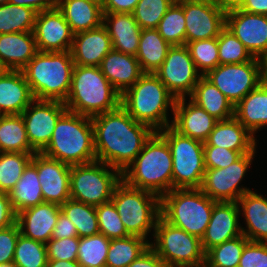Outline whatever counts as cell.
Returning a JSON list of instances; mask_svg holds the SVG:
<instances>
[{"label":"cell","instance_id":"cell-1","mask_svg":"<svg viewBox=\"0 0 267 267\" xmlns=\"http://www.w3.org/2000/svg\"><path fill=\"white\" fill-rule=\"evenodd\" d=\"M96 160L116 168L121 173L142 151L154 131L136 122L121 105L109 112L91 117Z\"/></svg>","mask_w":267,"mask_h":267},{"label":"cell","instance_id":"cell-2","mask_svg":"<svg viewBox=\"0 0 267 267\" xmlns=\"http://www.w3.org/2000/svg\"><path fill=\"white\" fill-rule=\"evenodd\" d=\"M172 168L170 147L158 132H154L122 172V180L130 187L152 192L161 198L173 189Z\"/></svg>","mask_w":267,"mask_h":267},{"label":"cell","instance_id":"cell-3","mask_svg":"<svg viewBox=\"0 0 267 267\" xmlns=\"http://www.w3.org/2000/svg\"><path fill=\"white\" fill-rule=\"evenodd\" d=\"M176 98L153 73H144L121 94V107L136 121L148 125L154 132L165 129L169 107L174 112Z\"/></svg>","mask_w":267,"mask_h":267},{"label":"cell","instance_id":"cell-4","mask_svg":"<svg viewBox=\"0 0 267 267\" xmlns=\"http://www.w3.org/2000/svg\"><path fill=\"white\" fill-rule=\"evenodd\" d=\"M41 153L70 166L96 161L91 117L66 110Z\"/></svg>","mask_w":267,"mask_h":267},{"label":"cell","instance_id":"cell-5","mask_svg":"<svg viewBox=\"0 0 267 267\" xmlns=\"http://www.w3.org/2000/svg\"><path fill=\"white\" fill-rule=\"evenodd\" d=\"M121 94L99 67L74 65L70 90L64 102L67 110L93 117L120 106Z\"/></svg>","mask_w":267,"mask_h":267},{"label":"cell","instance_id":"cell-6","mask_svg":"<svg viewBox=\"0 0 267 267\" xmlns=\"http://www.w3.org/2000/svg\"><path fill=\"white\" fill-rule=\"evenodd\" d=\"M73 68L74 61L70 51H38L21 71L34 99L65 102Z\"/></svg>","mask_w":267,"mask_h":267},{"label":"cell","instance_id":"cell-7","mask_svg":"<svg viewBox=\"0 0 267 267\" xmlns=\"http://www.w3.org/2000/svg\"><path fill=\"white\" fill-rule=\"evenodd\" d=\"M200 188L172 189L160 198L161 217L201 240L214 203Z\"/></svg>","mask_w":267,"mask_h":267},{"label":"cell","instance_id":"cell-8","mask_svg":"<svg viewBox=\"0 0 267 267\" xmlns=\"http://www.w3.org/2000/svg\"><path fill=\"white\" fill-rule=\"evenodd\" d=\"M111 201L130 235L144 239L160 214V197L152 192L128 186L123 180L115 187Z\"/></svg>","mask_w":267,"mask_h":267},{"label":"cell","instance_id":"cell-9","mask_svg":"<svg viewBox=\"0 0 267 267\" xmlns=\"http://www.w3.org/2000/svg\"><path fill=\"white\" fill-rule=\"evenodd\" d=\"M158 133L172 153L173 189L200 188L204 173V143L176 131L171 125Z\"/></svg>","mask_w":267,"mask_h":267},{"label":"cell","instance_id":"cell-10","mask_svg":"<svg viewBox=\"0 0 267 267\" xmlns=\"http://www.w3.org/2000/svg\"><path fill=\"white\" fill-rule=\"evenodd\" d=\"M121 181L122 173L106 163L96 160L73 165L70 169V197L98 206L111 201L114 189Z\"/></svg>","mask_w":267,"mask_h":267},{"label":"cell","instance_id":"cell-11","mask_svg":"<svg viewBox=\"0 0 267 267\" xmlns=\"http://www.w3.org/2000/svg\"><path fill=\"white\" fill-rule=\"evenodd\" d=\"M153 236L155 242H151L150 247L167 267H188L205 260L201 240L171 225L161 216L156 222Z\"/></svg>","mask_w":267,"mask_h":267},{"label":"cell","instance_id":"cell-12","mask_svg":"<svg viewBox=\"0 0 267 267\" xmlns=\"http://www.w3.org/2000/svg\"><path fill=\"white\" fill-rule=\"evenodd\" d=\"M205 77L235 106L267 77V72L263 60L254 57L241 64H219Z\"/></svg>","mask_w":267,"mask_h":267},{"label":"cell","instance_id":"cell-13","mask_svg":"<svg viewBox=\"0 0 267 267\" xmlns=\"http://www.w3.org/2000/svg\"><path fill=\"white\" fill-rule=\"evenodd\" d=\"M196 69L186 45L172 46L164 62L154 73L176 98L190 96L202 76Z\"/></svg>","mask_w":267,"mask_h":267},{"label":"cell","instance_id":"cell-14","mask_svg":"<svg viewBox=\"0 0 267 267\" xmlns=\"http://www.w3.org/2000/svg\"><path fill=\"white\" fill-rule=\"evenodd\" d=\"M255 151L243 154L225 168L206 169L200 189L216 202H237L243 194L252 191L238 184L249 169Z\"/></svg>","mask_w":267,"mask_h":267},{"label":"cell","instance_id":"cell-15","mask_svg":"<svg viewBox=\"0 0 267 267\" xmlns=\"http://www.w3.org/2000/svg\"><path fill=\"white\" fill-rule=\"evenodd\" d=\"M66 110L64 102L34 99L21 113L29 144L36 153L47 147L56 122Z\"/></svg>","mask_w":267,"mask_h":267},{"label":"cell","instance_id":"cell-16","mask_svg":"<svg viewBox=\"0 0 267 267\" xmlns=\"http://www.w3.org/2000/svg\"><path fill=\"white\" fill-rule=\"evenodd\" d=\"M178 4L185 15L186 44L216 38L226 27V12L209 0H185Z\"/></svg>","mask_w":267,"mask_h":267},{"label":"cell","instance_id":"cell-17","mask_svg":"<svg viewBox=\"0 0 267 267\" xmlns=\"http://www.w3.org/2000/svg\"><path fill=\"white\" fill-rule=\"evenodd\" d=\"M229 29L251 53L264 60L267 57V15L244 12L240 9L226 12Z\"/></svg>","mask_w":267,"mask_h":267},{"label":"cell","instance_id":"cell-18","mask_svg":"<svg viewBox=\"0 0 267 267\" xmlns=\"http://www.w3.org/2000/svg\"><path fill=\"white\" fill-rule=\"evenodd\" d=\"M33 33L41 52L70 51L74 39V33L57 7L37 13Z\"/></svg>","mask_w":267,"mask_h":267},{"label":"cell","instance_id":"cell-19","mask_svg":"<svg viewBox=\"0 0 267 267\" xmlns=\"http://www.w3.org/2000/svg\"><path fill=\"white\" fill-rule=\"evenodd\" d=\"M31 163L37 168L44 202L61 205L71 198L70 165L43 153H34Z\"/></svg>","mask_w":267,"mask_h":267},{"label":"cell","instance_id":"cell-20","mask_svg":"<svg viewBox=\"0 0 267 267\" xmlns=\"http://www.w3.org/2000/svg\"><path fill=\"white\" fill-rule=\"evenodd\" d=\"M239 217L237 202H215L209 224L201 238L203 251L242 235Z\"/></svg>","mask_w":267,"mask_h":267},{"label":"cell","instance_id":"cell-21","mask_svg":"<svg viewBox=\"0 0 267 267\" xmlns=\"http://www.w3.org/2000/svg\"><path fill=\"white\" fill-rule=\"evenodd\" d=\"M186 99H176L171 126L180 134L205 143L218 120L190 99L187 103Z\"/></svg>","mask_w":267,"mask_h":267},{"label":"cell","instance_id":"cell-22","mask_svg":"<svg viewBox=\"0 0 267 267\" xmlns=\"http://www.w3.org/2000/svg\"><path fill=\"white\" fill-rule=\"evenodd\" d=\"M60 205L44 202L17 213L16 222L24 237L46 244L53 235Z\"/></svg>","mask_w":267,"mask_h":267},{"label":"cell","instance_id":"cell-23","mask_svg":"<svg viewBox=\"0 0 267 267\" xmlns=\"http://www.w3.org/2000/svg\"><path fill=\"white\" fill-rule=\"evenodd\" d=\"M112 49V40L102 24L99 28L74 34L70 53L74 65L99 67Z\"/></svg>","mask_w":267,"mask_h":267},{"label":"cell","instance_id":"cell-24","mask_svg":"<svg viewBox=\"0 0 267 267\" xmlns=\"http://www.w3.org/2000/svg\"><path fill=\"white\" fill-rule=\"evenodd\" d=\"M34 100L22 71L0 72V114L20 115Z\"/></svg>","mask_w":267,"mask_h":267},{"label":"cell","instance_id":"cell-25","mask_svg":"<svg viewBox=\"0 0 267 267\" xmlns=\"http://www.w3.org/2000/svg\"><path fill=\"white\" fill-rule=\"evenodd\" d=\"M99 68L120 94L133 86L144 74L134 55L114 49L103 58Z\"/></svg>","mask_w":267,"mask_h":267},{"label":"cell","instance_id":"cell-26","mask_svg":"<svg viewBox=\"0 0 267 267\" xmlns=\"http://www.w3.org/2000/svg\"><path fill=\"white\" fill-rule=\"evenodd\" d=\"M38 52L33 31L0 34V66L21 71Z\"/></svg>","mask_w":267,"mask_h":267},{"label":"cell","instance_id":"cell-27","mask_svg":"<svg viewBox=\"0 0 267 267\" xmlns=\"http://www.w3.org/2000/svg\"><path fill=\"white\" fill-rule=\"evenodd\" d=\"M102 24L114 50L136 56L142 29L132 13H103Z\"/></svg>","mask_w":267,"mask_h":267},{"label":"cell","instance_id":"cell-28","mask_svg":"<svg viewBox=\"0 0 267 267\" xmlns=\"http://www.w3.org/2000/svg\"><path fill=\"white\" fill-rule=\"evenodd\" d=\"M253 136L235 117L217 122L204 146H219L238 152L256 150Z\"/></svg>","mask_w":267,"mask_h":267},{"label":"cell","instance_id":"cell-29","mask_svg":"<svg viewBox=\"0 0 267 267\" xmlns=\"http://www.w3.org/2000/svg\"><path fill=\"white\" fill-rule=\"evenodd\" d=\"M57 8L74 34L99 28L103 23L100 0H59Z\"/></svg>","mask_w":267,"mask_h":267},{"label":"cell","instance_id":"cell-30","mask_svg":"<svg viewBox=\"0 0 267 267\" xmlns=\"http://www.w3.org/2000/svg\"><path fill=\"white\" fill-rule=\"evenodd\" d=\"M234 117L253 136L267 125V77L234 106Z\"/></svg>","mask_w":267,"mask_h":267},{"label":"cell","instance_id":"cell-31","mask_svg":"<svg viewBox=\"0 0 267 267\" xmlns=\"http://www.w3.org/2000/svg\"><path fill=\"white\" fill-rule=\"evenodd\" d=\"M237 203L247 224V230L242 228V234L249 241L267 243V198L250 191L243 194Z\"/></svg>","mask_w":267,"mask_h":267},{"label":"cell","instance_id":"cell-32","mask_svg":"<svg viewBox=\"0 0 267 267\" xmlns=\"http://www.w3.org/2000/svg\"><path fill=\"white\" fill-rule=\"evenodd\" d=\"M189 97L218 121L234 117L232 102L205 76L200 77Z\"/></svg>","mask_w":267,"mask_h":267},{"label":"cell","instance_id":"cell-33","mask_svg":"<svg viewBox=\"0 0 267 267\" xmlns=\"http://www.w3.org/2000/svg\"><path fill=\"white\" fill-rule=\"evenodd\" d=\"M172 46L157 29H142L136 58L143 73H155L164 62Z\"/></svg>","mask_w":267,"mask_h":267},{"label":"cell","instance_id":"cell-34","mask_svg":"<svg viewBox=\"0 0 267 267\" xmlns=\"http://www.w3.org/2000/svg\"><path fill=\"white\" fill-rule=\"evenodd\" d=\"M15 213L44 203L37 168L30 162L15 187L8 192Z\"/></svg>","mask_w":267,"mask_h":267},{"label":"cell","instance_id":"cell-35","mask_svg":"<svg viewBox=\"0 0 267 267\" xmlns=\"http://www.w3.org/2000/svg\"><path fill=\"white\" fill-rule=\"evenodd\" d=\"M0 152L36 153L29 144L21 114L1 116Z\"/></svg>","mask_w":267,"mask_h":267},{"label":"cell","instance_id":"cell-36","mask_svg":"<svg viewBox=\"0 0 267 267\" xmlns=\"http://www.w3.org/2000/svg\"><path fill=\"white\" fill-rule=\"evenodd\" d=\"M149 246V240L135 235H130L125 238L111 239L105 267H127Z\"/></svg>","mask_w":267,"mask_h":267},{"label":"cell","instance_id":"cell-37","mask_svg":"<svg viewBox=\"0 0 267 267\" xmlns=\"http://www.w3.org/2000/svg\"><path fill=\"white\" fill-rule=\"evenodd\" d=\"M60 208L75 225L79 238L100 233L95 206L70 198Z\"/></svg>","mask_w":267,"mask_h":267},{"label":"cell","instance_id":"cell-38","mask_svg":"<svg viewBox=\"0 0 267 267\" xmlns=\"http://www.w3.org/2000/svg\"><path fill=\"white\" fill-rule=\"evenodd\" d=\"M37 12L11 3L0 5V34L34 30Z\"/></svg>","mask_w":267,"mask_h":267},{"label":"cell","instance_id":"cell-39","mask_svg":"<svg viewBox=\"0 0 267 267\" xmlns=\"http://www.w3.org/2000/svg\"><path fill=\"white\" fill-rule=\"evenodd\" d=\"M34 153L0 152V192H10L31 162Z\"/></svg>","mask_w":267,"mask_h":267},{"label":"cell","instance_id":"cell-40","mask_svg":"<svg viewBox=\"0 0 267 267\" xmlns=\"http://www.w3.org/2000/svg\"><path fill=\"white\" fill-rule=\"evenodd\" d=\"M110 240L101 233L80 237L77 255L80 266L105 267Z\"/></svg>","mask_w":267,"mask_h":267},{"label":"cell","instance_id":"cell-41","mask_svg":"<svg viewBox=\"0 0 267 267\" xmlns=\"http://www.w3.org/2000/svg\"><path fill=\"white\" fill-rule=\"evenodd\" d=\"M249 240L242 234L208 249L205 260L212 267H238L244 246Z\"/></svg>","mask_w":267,"mask_h":267},{"label":"cell","instance_id":"cell-42","mask_svg":"<svg viewBox=\"0 0 267 267\" xmlns=\"http://www.w3.org/2000/svg\"><path fill=\"white\" fill-rule=\"evenodd\" d=\"M157 31L171 46L186 45V26L183 8L173 4L157 26Z\"/></svg>","mask_w":267,"mask_h":267},{"label":"cell","instance_id":"cell-43","mask_svg":"<svg viewBox=\"0 0 267 267\" xmlns=\"http://www.w3.org/2000/svg\"><path fill=\"white\" fill-rule=\"evenodd\" d=\"M13 262L17 267H47L46 244L19 235Z\"/></svg>","mask_w":267,"mask_h":267},{"label":"cell","instance_id":"cell-44","mask_svg":"<svg viewBox=\"0 0 267 267\" xmlns=\"http://www.w3.org/2000/svg\"><path fill=\"white\" fill-rule=\"evenodd\" d=\"M186 46L190 51L196 69L198 68L201 71L202 76H205L220 64L218 37L188 42Z\"/></svg>","mask_w":267,"mask_h":267},{"label":"cell","instance_id":"cell-45","mask_svg":"<svg viewBox=\"0 0 267 267\" xmlns=\"http://www.w3.org/2000/svg\"><path fill=\"white\" fill-rule=\"evenodd\" d=\"M218 55L220 64H241L254 58L244 44L226 27L218 36Z\"/></svg>","mask_w":267,"mask_h":267},{"label":"cell","instance_id":"cell-46","mask_svg":"<svg viewBox=\"0 0 267 267\" xmlns=\"http://www.w3.org/2000/svg\"><path fill=\"white\" fill-rule=\"evenodd\" d=\"M172 5L171 0H139L132 14L141 29H156Z\"/></svg>","mask_w":267,"mask_h":267},{"label":"cell","instance_id":"cell-47","mask_svg":"<svg viewBox=\"0 0 267 267\" xmlns=\"http://www.w3.org/2000/svg\"><path fill=\"white\" fill-rule=\"evenodd\" d=\"M99 232L109 239L125 238L130 236L119 217L112 201L95 206Z\"/></svg>","mask_w":267,"mask_h":267},{"label":"cell","instance_id":"cell-48","mask_svg":"<svg viewBox=\"0 0 267 267\" xmlns=\"http://www.w3.org/2000/svg\"><path fill=\"white\" fill-rule=\"evenodd\" d=\"M79 237L50 239L46 243L48 260L77 261Z\"/></svg>","mask_w":267,"mask_h":267},{"label":"cell","instance_id":"cell-49","mask_svg":"<svg viewBox=\"0 0 267 267\" xmlns=\"http://www.w3.org/2000/svg\"><path fill=\"white\" fill-rule=\"evenodd\" d=\"M219 146H204V164L206 169L225 168L238 160L243 154Z\"/></svg>","mask_w":267,"mask_h":267},{"label":"cell","instance_id":"cell-50","mask_svg":"<svg viewBox=\"0 0 267 267\" xmlns=\"http://www.w3.org/2000/svg\"><path fill=\"white\" fill-rule=\"evenodd\" d=\"M238 267H267V243L249 241L244 246Z\"/></svg>","mask_w":267,"mask_h":267},{"label":"cell","instance_id":"cell-51","mask_svg":"<svg viewBox=\"0 0 267 267\" xmlns=\"http://www.w3.org/2000/svg\"><path fill=\"white\" fill-rule=\"evenodd\" d=\"M21 234L18 223L0 229V264L13 261L16 242Z\"/></svg>","mask_w":267,"mask_h":267},{"label":"cell","instance_id":"cell-52","mask_svg":"<svg viewBox=\"0 0 267 267\" xmlns=\"http://www.w3.org/2000/svg\"><path fill=\"white\" fill-rule=\"evenodd\" d=\"M15 213L8 193L0 192V229L12 226L16 223Z\"/></svg>","mask_w":267,"mask_h":267},{"label":"cell","instance_id":"cell-53","mask_svg":"<svg viewBox=\"0 0 267 267\" xmlns=\"http://www.w3.org/2000/svg\"><path fill=\"white\" fill-rule=\"evenodd\" d=\"M78 237L77 230L72 221L60 211L54 227L52 239Z\"/></svg>","mask_w":267,"mask_h":267},{"label":"cell","instance_id":"cell-54","mask_svg":"<svg viewBox=\"0 0 267 267\" xmlns=\"http://www.w3.org/2000/svg\"><path fill=\"white\" fill-rule=\"evenodd\" d=\"M103 13H132L139 0H100Z\"/></svg>","mask_w":267,"mask_h":267},{"label":"cell","instance_id":"cell-55","mask_svg":"<svg viewBox=\"0 0 267 267\" xmlns=\"http://www.w3.org/2000/svg\"><path fill=\"white\" fill-rule=\"evenodd\" d=\"M127 267H167L158 254L149 246Z\"/></svg>","mask_w":267,"mask_h":267},{"label":"cell","instance_id":"cell-56","mask_svg":"<svg viewBox=\"0 0 267 267\" xmlns=\"http://www.w3.org/2000/svg\"><path fill=\"white\" fill-rule=\"evenodd\" d=\"M9 3L29 7L37 13L57 7L56 0H10Z\"/></svg>","mask_w":267,"mask_h":267},{"label":"cell","instance_id":"cell-57","mask_svg":"<svg viewBox=\"0 0 267 267\" xmlns=\"http://www.w3.org/2000/svg\"><path fill=\"white\" fill-rule=\"evenodd\" d=\"M240 10L259 15H267V0H244Z\"/></svg>","mask_w":267,"mask_h":267},{"label":"cell","instance_id":"cell-58","mask_svg":"<svg viewBox=\"0 0 267 267\" xmlns=\"http://www.w3.org/2000/svg\"><path fill=\"white\" fill-rule=\"evenodd\" d=\"M219 9L229 12L231 10L240 9L244 0H209Z\"/></svg>","mask_w":267,"mask_h":267},{"label":"cell","instance_id":"cell-59","mask_svg":"<svg viewBox=\"0 0 267 267\" xmlns=\"http://www.w3.org/2000/svg\"><path fill=\"white\" fill-rule=\"evenodd\" d=\"M47 267H81L77 261L48 260Z\"/></svg>","mask_w":267,"mask_h":267},{"label":"cell","instance_id":"cell-60","mask_svg":"<svg viewBox=\"0 0 267 267\" xmlns=\"http://www.w3.org/2000/svg\"><path fill=\"white\" fill-rule=\"evenodd\" d=\"M188 267H212L206 260H204L201 263L195 264V265H191Z\"/></svg>","mask_w":267,"mask_h":267},{"label":"cell","instance_id":"cell-61","mask_svg":"<svg viewBox=\"0 0 267 267\" xmlns=\"http://www.w3.org/2000/svg\"><path fill=\"white\" fill-rule=\"evenodd\" d=\"M0 267H17L13 261L7 263H1Z\"/></svg>","mask_w":267,"mask_h":267},{"label":"cell","instance_id":"cell-62","mask_svg":"<svg viewBox=\"0 0 267 267\" xmlns=\"http://www.w3.org/2000/svg\"><path fill=\"white\" fill-rule=\"evenodd\" d=\"M173 4L184 2L185 0H171Z\"/></svg>","mask_w":267,"mask_h":267},{"label":"cell","instance_id":"cell-63","mask_svg":"<svg viewBox=\"0 0 267 267\" xmlns=\"http://www.w3.org/2000/svg\"><path fill=\"white\" fill-rule=\"evenodd\" d=\"M10 0H0V5H3V4H6V3H9Z\"/></svg>","mask_w":267,"mask_h":267},{"label":"cell","instance_id":"cell-64","mask_svg":"<svg viewBox=\"0 0 267 267\" xmlns=\"http://www.w3.org/2000/svg\"><path fill=\"white\" fill-rule=\"evenodd\" d=\"M263 62H264L265 69H266V72H267V57L263 60Z\"/></svg>","mask_w":267,"mask_h":267}]
</instances>
